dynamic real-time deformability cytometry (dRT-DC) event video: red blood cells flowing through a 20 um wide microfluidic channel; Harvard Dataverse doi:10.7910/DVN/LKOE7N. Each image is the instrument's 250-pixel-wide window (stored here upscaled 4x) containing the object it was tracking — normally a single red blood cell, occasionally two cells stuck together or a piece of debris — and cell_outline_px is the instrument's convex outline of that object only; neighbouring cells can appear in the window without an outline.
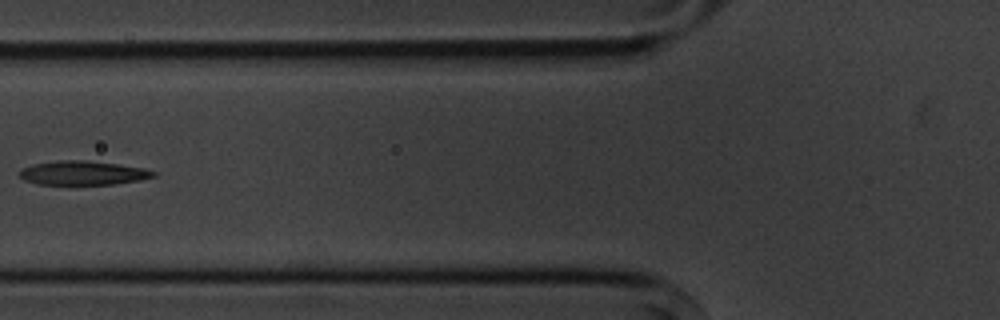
{"species": "common noctule bat (a hibernating species)", "species_latin": "Nyctalus noctula", "temperature_condition": "cold", "stored_images_in_passage": 6, "camera_frame_rate_fps": 3000, "um_per_image_px": 0.085, "animal": {"sex": "male", "body_mass_g": 20.1, "forearm_length_mm": 53.5}, "frame": {"image": 1, "passage_image": 6, "time_ms": 5.667, "image_size_px": [1000, 320], "cell_outline_px": [[156, 176], [140, 180], [116, 184], [36, 184], [24, 180], [20, 176], [20, 172], [24, 168], [32, 164], [60, 160], [88, 160], [144, 168], [156, 172]], "centroid_in_image_um": [7.06, 14.7], "position_along_channel_um": 118.7, "area_um2": 18.67}}